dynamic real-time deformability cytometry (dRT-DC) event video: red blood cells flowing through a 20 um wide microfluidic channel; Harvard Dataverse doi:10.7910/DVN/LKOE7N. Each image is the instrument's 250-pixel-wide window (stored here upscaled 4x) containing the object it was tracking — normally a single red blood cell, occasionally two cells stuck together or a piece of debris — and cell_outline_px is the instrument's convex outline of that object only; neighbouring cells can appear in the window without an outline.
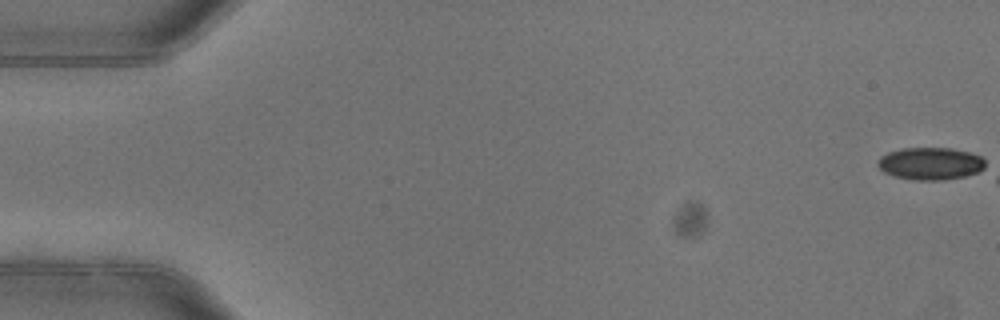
{"species": "common noctule bat (a hibernating species)", "species_latin": "Nyctalus noctula", "temperature_condition": "warm", "stored_images_in_passage": 3, "camera_frame_rate_fps": 3000, "um_per_image_px": 0.085, "animal": {"sex": "female"}, "frame": {"image": 1, "passage_image": 1, "time_ms": 0.0, "image_size_px": [1000, 320], "cell_outline_px": [[984, 168], [976, 172], [964, 176], [944, 180], [916, 180], [892, 176], [884, 172], [876, 164], [880, 156], [888, 152], [900, 148], [952, 148], [968, 152], [980, 156], [984, 160]], "centroid_in_image_um": [79.04, 13.9], "position_along_channel_um": 6.0, "area_um2": 20.29}}